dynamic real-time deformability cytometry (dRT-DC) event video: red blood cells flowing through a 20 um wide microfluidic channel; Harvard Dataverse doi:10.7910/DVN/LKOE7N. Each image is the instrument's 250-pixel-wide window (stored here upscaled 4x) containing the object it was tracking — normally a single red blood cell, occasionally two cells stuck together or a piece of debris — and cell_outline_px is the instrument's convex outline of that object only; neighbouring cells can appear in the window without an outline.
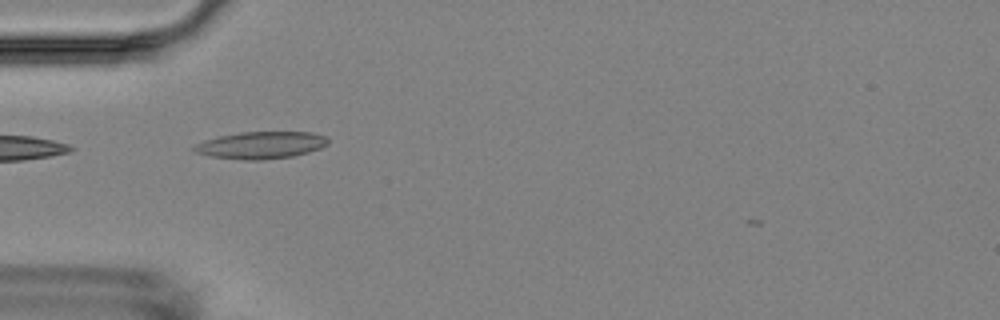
{"species": "Egyptian fruit bat (a non-hibernating species)", "species_latin": "Rousettus aegyptiacus", "temperature_condition": "room temperature", "stored_images_in_passage": 3, "camera_frame_rate_fps": 3000, "um_per_image_px": 0.085, "animal": {"sex": "female"}, "frame": {"image": 1, "passage_image": 2, "time_ms": 1.333, "image_size_px": [1000, 320], "cell_outline_px": [[328, 144], [320, 148], [308, 152], [292, 156], [264, 160], [244, 160], [208, 156], [196, 152], [188, 148], [204, 140], [220, 136], [240, 132], [312, 132], [324, 136], [328, 140]], "centroid_in_image_um": [22.14, 12.34], "position_along_channel_um": 62.9, "area_um2": 21.21}}